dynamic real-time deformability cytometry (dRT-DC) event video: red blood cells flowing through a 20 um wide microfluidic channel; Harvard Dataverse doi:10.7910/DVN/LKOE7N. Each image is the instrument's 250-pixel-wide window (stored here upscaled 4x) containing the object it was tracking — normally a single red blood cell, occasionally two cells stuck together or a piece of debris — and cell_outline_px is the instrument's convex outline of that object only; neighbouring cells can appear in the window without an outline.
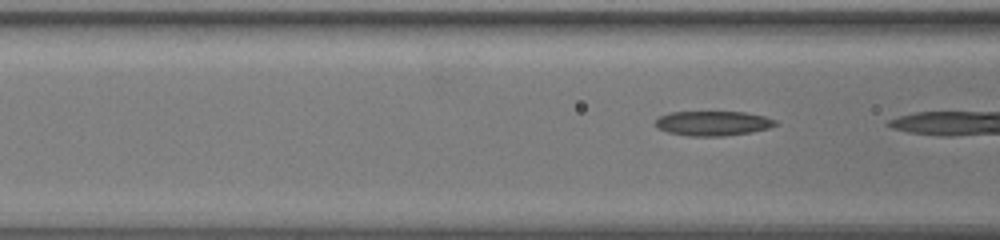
{"species": "common noctule bat (a hibernating species)", "species_latin": "Nyctalus noctula", "temperature_condition": "warm", "stored_images_in_passage": 24, "camera_frame_rate_fps": 3000, "um_per_image_px": 0.085, "animal": {"sex": "female", "body_mass_g": 19.5, "forearm_length_mm": 54.1}, "frame": {"image": 1, "passage_image": 23, "time_ms": 7.333, "image_size_px": [1000, 240], "cell_outline_px": [[776, 124], [768, 128], [752, 132], [724, 136], [688, 136], [668, 132], [656, 128], [656, 120], [660, 116], [668, 112], [744, 112], [764, 116], [776, 120]], "centroid_in_image_um": [60.57, 10.48], "position_along_channel_um": 106.0, "area_um2": 17.22}}